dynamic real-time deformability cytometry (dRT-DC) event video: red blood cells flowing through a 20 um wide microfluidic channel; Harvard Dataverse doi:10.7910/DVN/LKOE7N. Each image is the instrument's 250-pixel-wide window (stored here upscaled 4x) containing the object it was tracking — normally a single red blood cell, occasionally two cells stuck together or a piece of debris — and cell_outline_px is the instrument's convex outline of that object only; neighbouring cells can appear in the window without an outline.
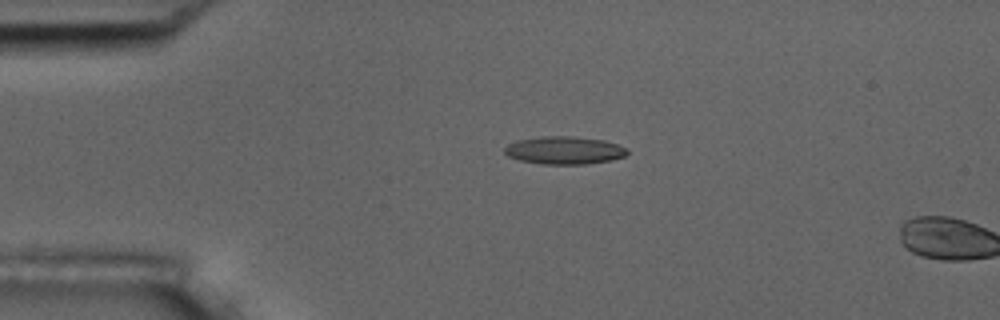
{"species": "common noctule bat (a hibernating species)", "species_latin": "Nyctalus noctula", "temperature_condition": "room temperature", "stored_images_in_passage": 4, "camera_frame_rate_fps": 3000, "um_per_image_px": 0.085, "animal": {"sex": "male", "body_mass_g": 17.5, "forearm_length_mm": 52.3}, "frame": {"image": 1, "passage_image": 3, "time_ms": 2.333, "image_size_px": [1000, 320], "cell_outline_px": [[628, 152], [624, 156], [612, 160], [584, 164], [540, 164], [520, 160], [508, 156], [504, 152], [504, 148], [508, 144], [520, 140], [540, 136], [572, 136], [604, 140], [628, 148]], "centroid_in_image_um": [47.97, 12.78], "position_along_channel_um": 37.0, "area_um2": 19.83}}